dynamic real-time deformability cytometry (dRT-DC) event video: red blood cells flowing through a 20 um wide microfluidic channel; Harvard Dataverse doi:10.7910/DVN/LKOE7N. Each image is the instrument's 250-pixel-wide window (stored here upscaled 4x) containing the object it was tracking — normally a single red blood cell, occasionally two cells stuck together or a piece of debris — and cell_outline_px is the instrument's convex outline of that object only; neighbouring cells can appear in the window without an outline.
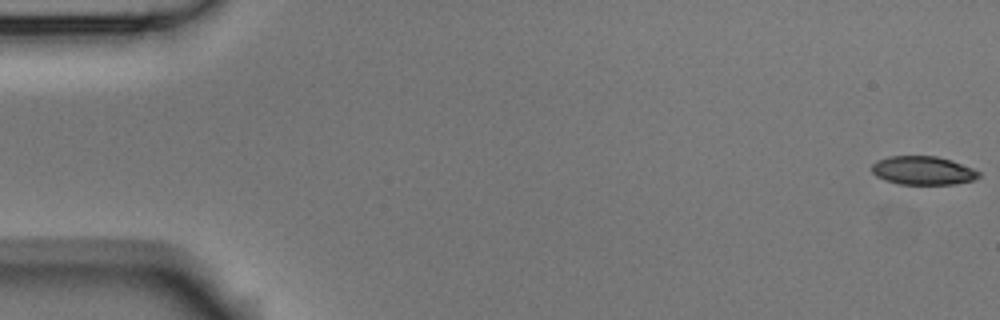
{"species": "Egyptian fruit bat (a non-hibernating species)", "species_latin": "Rousettus aegyptiacus", "temperature_condition": "room temperature", "stored_images_in_passage": 6, "camera_frame_rate_fps": 3000, "um_per_image_px": 0.085, "animal": {"sex": "male"}, "frame": {"image": 1, "passage_image": 1, "time_ms": 0.0, "image_size_px": [1000, 320], "cell_outline_px": [[980, 176], [976, 180], [952, 184], [900, 184], [884, 180], [876, 176], [872, 172], [872, 164], [876, 160], [888, 156], [936, 156], [952, 160], [972, 168], [980, 172]], "centroid_in_image_um": [78.44, 14.49], "position_along_channel_um": 6.6, "area_um2": 17.92}}
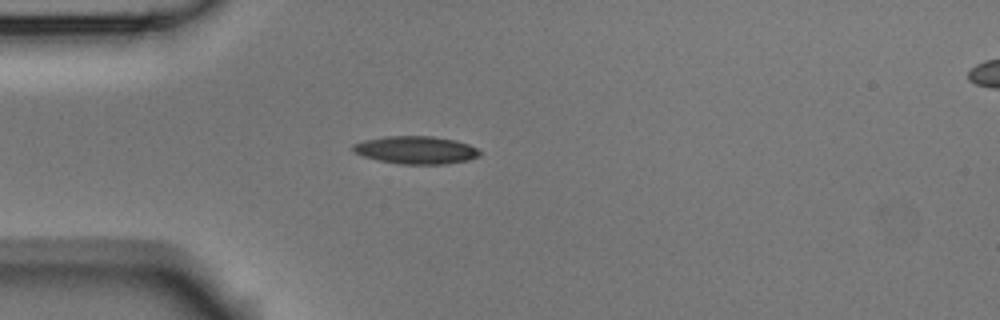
{"frame": {"image": 2, "passage_image": 5, "time_ms": 1.333, "image_size_px": [1000, 320], "cell_outline_px": [[480, 156], [468, 160], [444, 164], [400, 164], [380, 160], [364, 156], [356, 152], [352, 148], [352, 144], [364, 140], [384, 136], [432, 136], [456, 140], [468, 144], [476, 148], [480, 152]], "centroid_in_image_um": [35.37, 12.74], "position_along_channel_um": 49.6, "area_um2": 20.4}}